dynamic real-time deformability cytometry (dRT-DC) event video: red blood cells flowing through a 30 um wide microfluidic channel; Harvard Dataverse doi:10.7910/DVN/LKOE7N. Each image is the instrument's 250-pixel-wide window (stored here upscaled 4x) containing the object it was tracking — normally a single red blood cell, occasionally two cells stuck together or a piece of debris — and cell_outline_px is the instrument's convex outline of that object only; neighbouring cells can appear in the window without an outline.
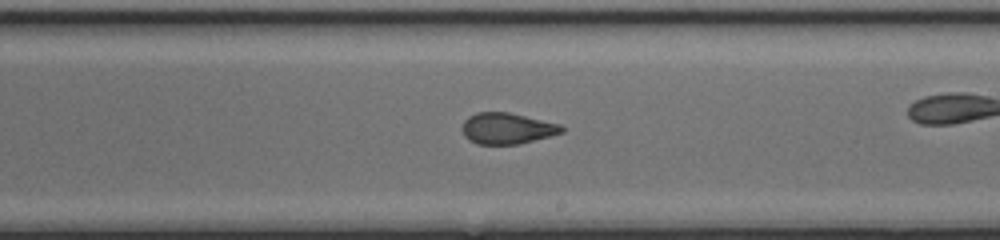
{"species": "common noctule bat (a hibernating species)", "species_latin": "Nyctalus noctula", "temperature_condition": "cold", "stored_images_in_passage": 39, "camera_frame_rate_fps": 3000, "um_per_image_px": 0.085, "animal": {"sex": "female", "body_mass_g": 17.0, "forearm_length_mm": 48.0}, "frame": {"image": 1, "passage_image": 28, "time_ms": 9.0, "image_size_px": [1000, 240], "cell_outline_px": [[564, 132], [520, 144], [476, 144], [468, 140], [464, 136], [460, 128], [464, 120], [468, 116], [476, 112], [508, 112], [560, 124], [564, 128]], "centroid_in_image_um": [43.05, 10.92], "position_along_channel_um": 245.9, "area_um2": 18.21}, "authors_computed_cell_mechanics": {"area_um2": 19.1318, "velocity_mm_per_s": 4.2825, "shape_relaxation_time_tau1_ms": null, "shape_relaxation_time_tau2_ms": 0.7451, "deformation_change_tau1": null, "deformation_change_tau2": 0.0583}}